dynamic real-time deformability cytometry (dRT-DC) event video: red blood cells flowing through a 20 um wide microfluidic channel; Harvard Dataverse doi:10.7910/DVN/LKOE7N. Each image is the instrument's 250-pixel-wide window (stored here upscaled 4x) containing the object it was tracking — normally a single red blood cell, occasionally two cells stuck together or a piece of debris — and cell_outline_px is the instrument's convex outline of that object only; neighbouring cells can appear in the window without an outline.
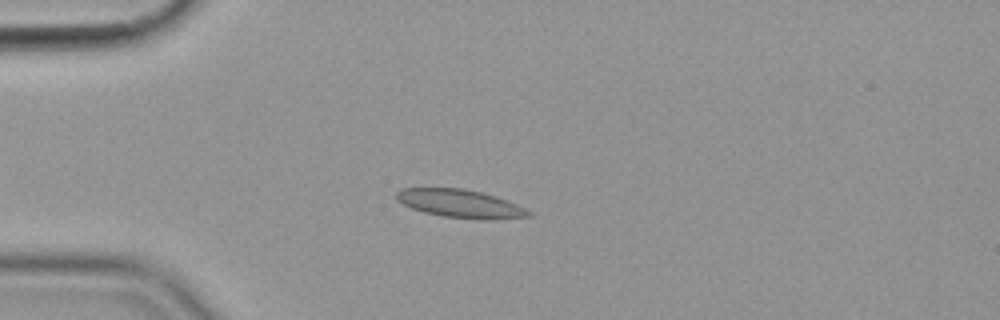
{"species": "common noctule bat (a hibernating species)", "species_latin": "Nyctalus noctula", "temperature_condition": "cold", "stored_images_in_passage": 44, "camera_frame_rate_fps": 3000, "um_per_image_px": 0.085, "animal": {"sex": "female", "body_mass_g": 19.9}, "frame": {"image": 1, "passage_image": 2, "time_ms": 0.333, "image_size_px": [1000, 320], "cell_outline_px": [[532, 216], [492, 220], [484, 220], [444, 216], [424, 212], [412, 208], [396, 200], [396, 192], [400, 188], [460, 188], [480, 192], [496, 196], [516, 204], [532, 212]], "centroid_in_image_um": [39.13, 17.31], "position_along_channel_um": 45.9, "area_um2": 21.62}}
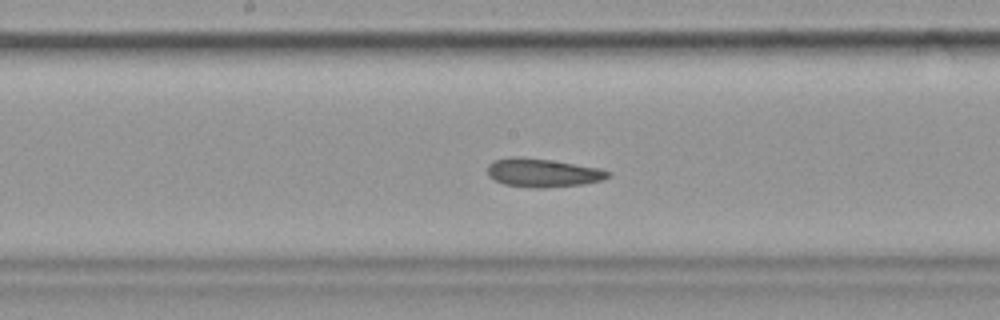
{"frame": {"image": 2, "passage_image": 17, "time_ms": 5.333, "image_size_px": [1000, 320], "cell_outline_px": [[612, 172], [604, 180], [584, 184], [544, 188], [532, 188], [504, 184], [488, 176], [488, 164], [492, 160], [512, 156], [516, 156], [552, 160], [600, 168]], "centroid_in_image_um": [46.13, 14.68], "position_along_channel_um": 202.1, "area_um2": 20.23}}
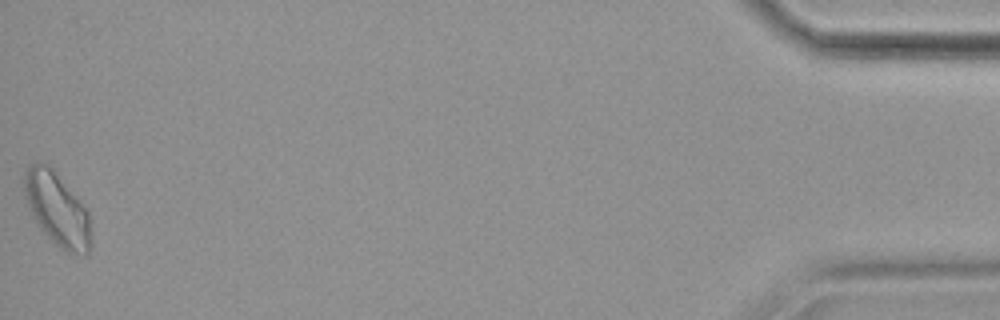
{"frame": {"image": 3, "passage_image": 44, "time_ms": 14.333, "image_size_px": [1000, 320], "cell_outline_px": [[92, 244], [88, 256], [72, 256], [64, 252], [36, 224], [28, 208], [24, 196], [24, 172], [28, 164], [36, 160], [40, 160], [48, 164], [52, 168], [88, 212], [92, 232]], "centroid_in_image_um": [4.86, 17.83], "position_along_channel_um": 430.3, "area_um2": 29.13}, "authors_computed_cell_mechanics": {"area_um2": 20.4612, "velocity_mm_per_s": 3.5401, "shape_relaxation_time_tau1_ms": null, "shape_relaxation_time_tau2_ms": 2.7339, "deformation_change_tau1": null, "deformation_change_tau2": 0.0689}}